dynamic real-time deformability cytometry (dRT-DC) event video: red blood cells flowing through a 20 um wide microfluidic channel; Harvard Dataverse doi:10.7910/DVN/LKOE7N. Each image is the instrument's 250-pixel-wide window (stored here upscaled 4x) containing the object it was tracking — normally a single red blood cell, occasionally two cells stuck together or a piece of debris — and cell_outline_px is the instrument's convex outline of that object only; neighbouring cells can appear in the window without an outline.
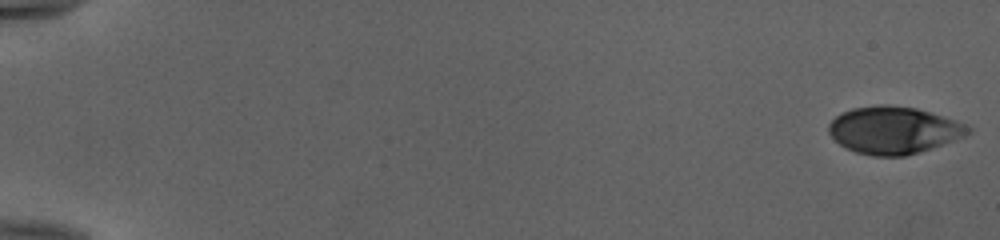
{"species": "human", "species_latin": "Homo sapiens", "temperature_condition": "cold", "stored_images_in_passage": 53, "camera_frame_rate_fps": 3000, "um_per_image_px": 0.085, "donor": {"sex": "female"}, "frame": {"image": 1, "passage_image": 1, "time_ms": 0.0, "image_size_px": [1000, 240], "cell_outline_px": [[972, 132], [964, 136], [920, 152], [904, 156], [872, 156], [856, 152], [840, 144], [828, 132], [828, 124], [840, 112], [852, 108], [880, 104], [888, 104], [916, 108], [964, 124], [972, 128]], "centroid_in_image_um": [75.92, 11.06], "position_along_channel_um": 9.1, "area_um2": 38.09}}
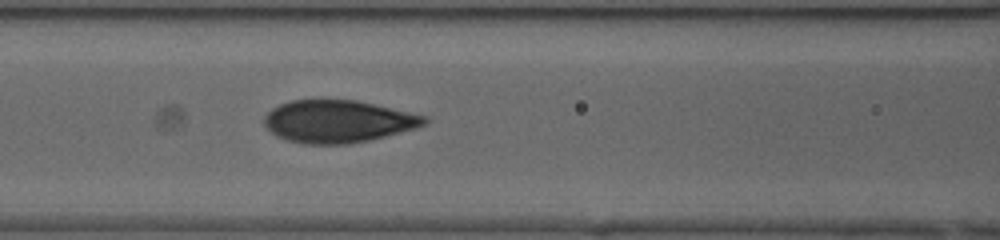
{"frame": {"image": 2, "passage_image": 25, "time_ms": 8.0, "image_size_px": [1000, 240], "cell_outline_px": [[428, 124], [416, 128], [368, 140], [348, 144], [304, 144], [288, 140], [276, 136], [264, 124], [264, 116], [272, 108], [280, 104], [292, 100], [320, 96], [356, 100], [428, 116]], "centroid_in_image_um": [28.71, 10.27], "position_along_channel_um": 137.9, "area_um2": 40.4}}
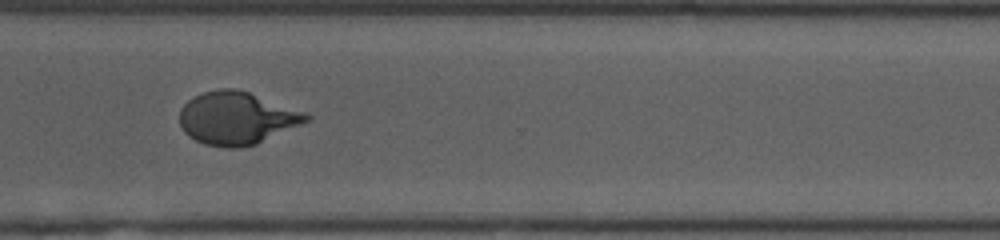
{"frame": {"image": 3, "passage_image": 41, "time_ms": 13.333, "image_size_px": [1000, 240], "cell_outline_px": [[312, 120], [256, 144], [236, 148], [224, 148], [204, 144], [188, 136], [184, 132], [180, 124], [180, 108], [188, 100], [204, 92], [220, 88], [236, 88], [308, 112], [312, 116]], "centroid_in_image_um": [20.16, 10.04], "position_along_channel_um": 350.4, "area_um2": 39.19}, "authors_computed_cell_mechanics": {"area_um2": 38.726, "velocity_mm_per_s": 4.0032, "shape_relaxation_time_tau1_ms": 5.176, "shape_relaxation_time_tau2_ms": null, "deformation_change_tau1": 0.2194, "deformation_change_tau2": null}}